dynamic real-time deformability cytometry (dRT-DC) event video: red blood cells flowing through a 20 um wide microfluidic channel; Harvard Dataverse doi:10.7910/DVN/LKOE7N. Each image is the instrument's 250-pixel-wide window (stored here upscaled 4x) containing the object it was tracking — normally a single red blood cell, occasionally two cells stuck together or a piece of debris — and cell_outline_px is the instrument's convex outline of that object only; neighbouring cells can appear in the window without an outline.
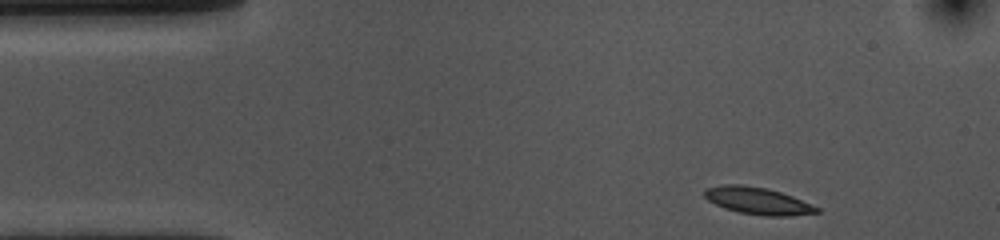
{"species": "common noctule bat (a hibernating species)", "species_latin": "Nyctalus noctula", "temperature_condition": "cold", "stored_images_in_passage": 49, "camera_frame_rate_fps": 3000, "um_per_image_px": 0.085, "animal": {"sex": "female", "body_mass_g": 10.0, "forearm_length_mm": 53.1}, "frame": {"image": 1, "passage_image": 1, "time_ms": 0.0, "image_size_px": [1000, 240], "cell_outline_px": [[820, 212], [792, 216], [764, 216], [740, 212], [724, 208], [708, 200], [704, 196], [704, 188], [724, 184], [744, 184], [768, 188], [792, 196], [820, 208]], "centroid_in_image_um": [64.4, 17.06], "position_along_channel_um": 20.6, "area_um2": 17.8}}
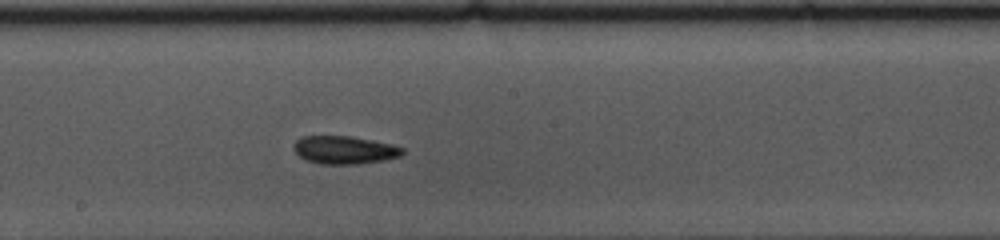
{"frame": {"image": 2, "passage_image": 23, "time_ms": 7.333, "image_size_px": [1000, 240], "cell_outline_px": [[404, 152], [400, 156], [384, 160], [360, 164], [320, 164], [304, 160], [292, 148], [296, 140], [300, 136], [348, 136], [392, 144], [404, 148]], "centroid_in_image_um": [29.25, 12.75], "position_along_channel_um": 218.9, "area_um2": 17.8}}
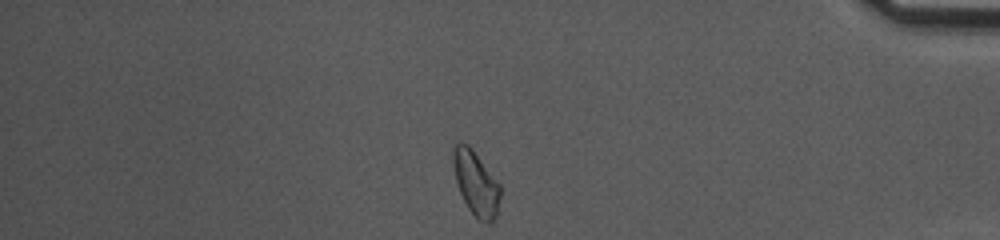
{"frame": {"image": 3, "passage_image": 41, "time_ms": 13.333, "image_size_px": [1000, 240], "cell_outline_px": [[500, 196], [496, 216], [492, 224], [488, 224], [480, 220], [468, 208], [460, 192], [456, 180], [452, 164], [452, 152], [456, 144], [460, 140], [468, 144], [472, 148], [500, 184]], "centroid_in_image_um": [40.45, 15.55], "position_along_channel_um": 394.8, "area_um2": 17.69}, "authors_computed_cell_mechanics": {"area_um2": 17.6868, "velocity_mm_per_s": 3.5506, "shape_relaxation_time_tau1_ms": 8.7765, "shape_relaxation_time_tau2_ms": null, "deformation_change_tau1": 0.1504, "deformation_change_tau2": null}}